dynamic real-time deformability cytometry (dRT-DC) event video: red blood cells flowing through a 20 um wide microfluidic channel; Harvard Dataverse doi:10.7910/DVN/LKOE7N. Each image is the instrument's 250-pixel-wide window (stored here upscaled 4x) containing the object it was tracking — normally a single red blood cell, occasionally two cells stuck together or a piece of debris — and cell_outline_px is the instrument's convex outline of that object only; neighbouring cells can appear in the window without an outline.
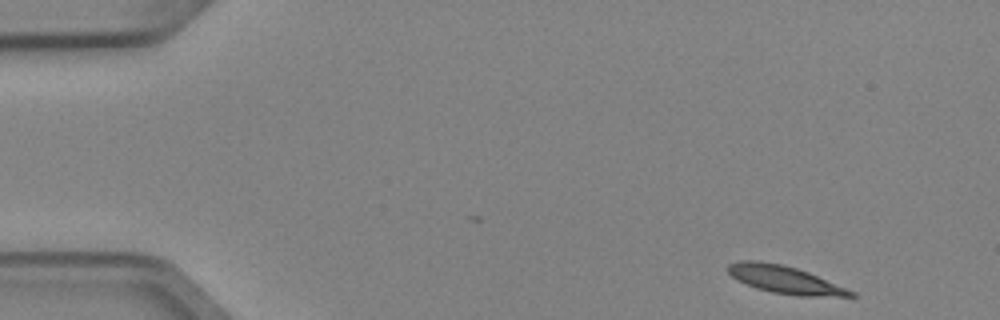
{"species": "Egyptian fruit bat (a non-hibernating species)", "species_latin": "Rousettus aegyptiacus", "temperature_condition": "cold", "stored_images_in_passage": 8, "camera_frame_rate_fps": 3000, "um_per_image_px": 0.085, "animal": {"sex": "female"}, "frame": {"image": 1, "passage_image": 1, "time_ms": 0.0, "image_size_px": [1000, 320], "cell_outline_px": [[856, 296], [800, 296], [772, 292], [756, 288], [736, 280], [728, 272], [728, 264], [740, 260], [756, 260], [780, 264], [796, 268], [808, 272], [856, 292]], "centroid_in_image_um": [66.68, 23.77], "position_along_channel_um": 18.3, "area_um2": 19.59}}
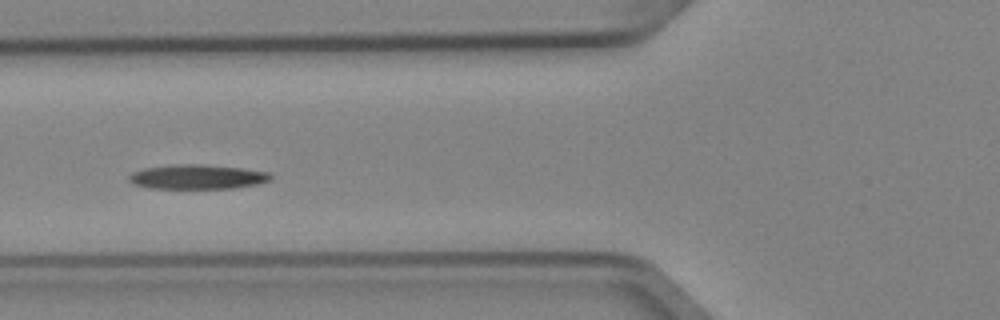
{"frame": {"image": 2, "passage_image": 5, "time_ms": 1.333, "image_size_px": [1000, 320], "cell_outline_px": [[272, 180], [256, 184], [232, 188], [148, 188], [132, 184], [128, 180], [128, 176], [132, 172], [144, 168], [172, 164], [200, 164], [244, 168], [268, 172], [272, 176]], "centroid_in_image_um": [16.74, 15.02], "position_along_channel_um": 109.1, "area_um2": 20.35}}
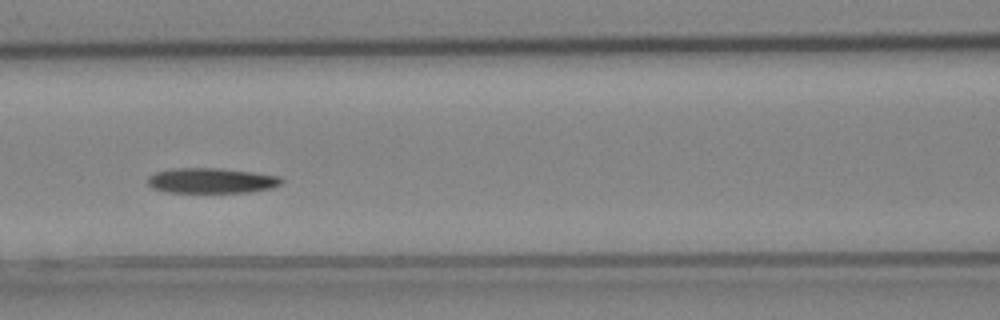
{"frame": {"image": 3, "passage_image": 6, "time_ms": 1.667, "image_size_px": [1000, 320], "cell_outline_px": [[284, 180], [280, 184], [272, 188], [248, 192], [168, 192], [152, 188], [148, 184], [148, 176], [156, 172], [176, 168], [216, 168], [252, 172], [280, 176]], "centroid_in_image_um": [17.98, 15.35], "position_along_channel_um": 148.6, "area_um2": 19.54}}